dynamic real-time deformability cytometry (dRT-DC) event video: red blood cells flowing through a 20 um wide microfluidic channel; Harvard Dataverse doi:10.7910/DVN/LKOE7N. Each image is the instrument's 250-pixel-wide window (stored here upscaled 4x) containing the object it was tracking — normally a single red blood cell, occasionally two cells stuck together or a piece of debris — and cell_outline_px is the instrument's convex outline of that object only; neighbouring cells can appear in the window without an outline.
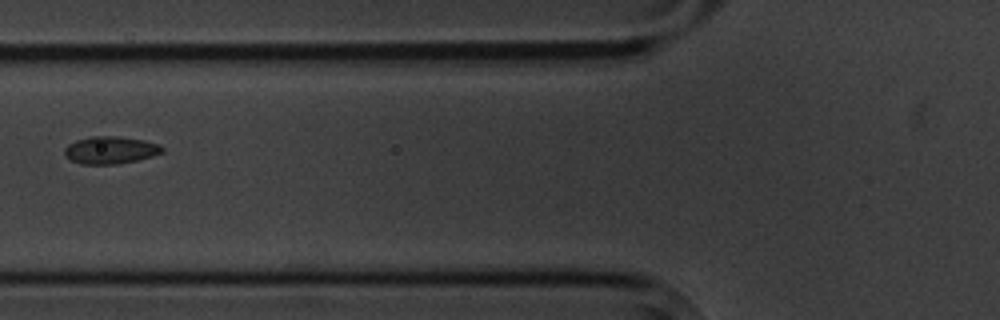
{"species": "common noctule bat (a hibernating species)", "species_latin": "Nyctalus noctula", "temperature_condition": "cold", "stored_images_in_passage": 11, "camera_frame_rate_fps": 3000, "um_per_image_px": 0.085, "animal": {"sex": "male", "body_mass_g": 20.1, "forearm_length_mm": 53.5}, "frame": {"image": 1, "passage_image": 2, "time_ms": 1.333, "image_size_px": [1000, 320], "cell_outline_px": [[164, 152], [152, 156], [136, 160], [116, 164], [80, 164], [64, 156], [64, 148], [68, 144], [76, 140], [92, 136], [120, 136], [144, 140], [160, 144], [164, 148]], "centroid_in_image_um": [9.39, 12.75], "position_along_channel_um": 116.4, "area_um2": 15.72}}
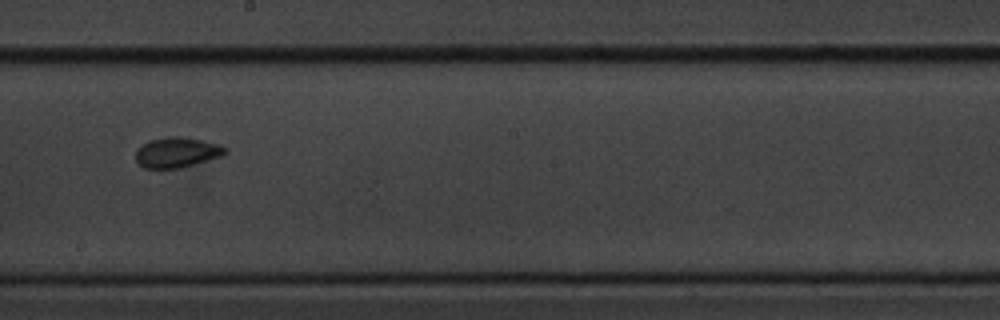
{"frame": {"image": 2, "passage_image": 5, "time_ms": 4.667, "image_size_px": [1000, 320], "cell_outline_px": [[228, 152], [220, 156], [180, 168], [144, 168], [136, 160], [136, 152], [148, 140], [168, 136], [180, 136], [220, 144], [228, 148]], "centroid_in_image_um": [15.05, 12.94], "position_along_channel_um": 233.1, "area_um2": 15.61}}
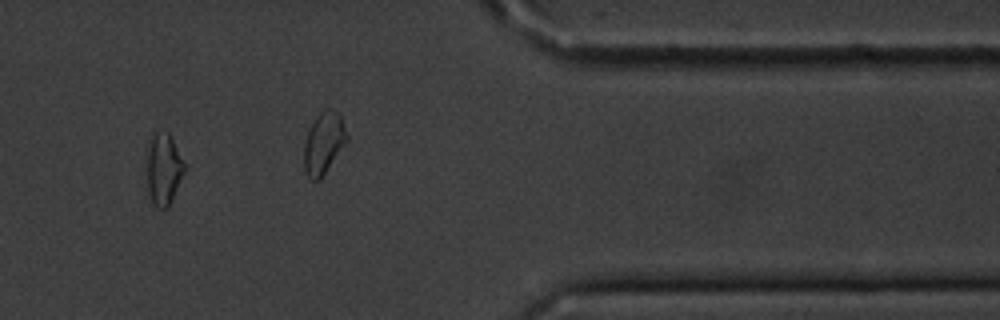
{"frame": {"image": 3, "passage_image": 9, "time_ms": 9.333, "image_size_px": [1000, 320], "cell_outline_px": [[184, 172], [172, 200], [168, 208], [156, 208], [148, 192], [148, 140], [152, 132], [168, 132], [184, 164]], "centroid_in_image_um": [13.89, 14.38], "position_along_channel_um": 397.5, "area_um2": 15.32}, "authors_computed_cell_mechanics": {"area_um2": 15.606, "velocity_mm_per_s": 3.5095, "shape_relaxation_time_tau1_ms": 1.3292, "shape_relaxation_time_tau2_ms": null, "deformation_change_tau1": 0.0443, "deformation_change_tau2": null}}